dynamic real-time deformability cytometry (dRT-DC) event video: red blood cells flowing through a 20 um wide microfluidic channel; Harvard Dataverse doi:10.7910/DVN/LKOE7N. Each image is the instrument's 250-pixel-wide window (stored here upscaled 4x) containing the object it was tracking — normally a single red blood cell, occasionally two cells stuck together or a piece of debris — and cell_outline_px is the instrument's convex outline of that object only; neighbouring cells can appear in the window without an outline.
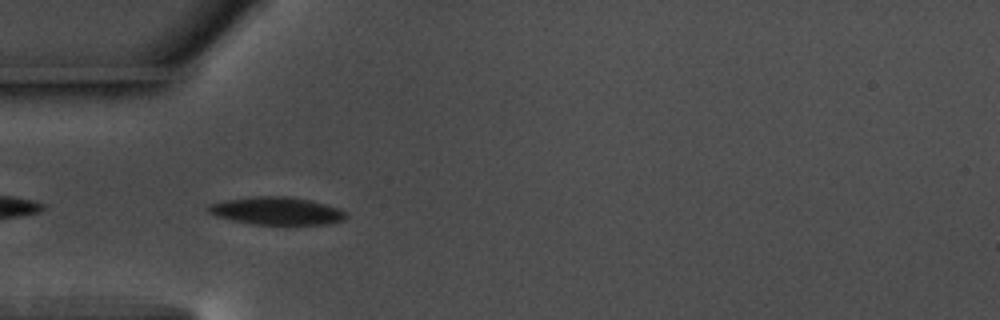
{"species": "common noctule bat (a hibernating species)", "species_latin": "Nyctalus noctula", "temperature_condition": "warm", "stored_images_in_passage": 22, "camera_frame_rate_fps": 3000, "um_per_image_px": 0.085, "animal": {"sex": "male", "body_mass_g": 17.5, "forearm_length_mm": 52.3}, "frame": {"image": 1, "passage_image": 2, "time_ms": 0.333, "image_size_px": [1000, 320], "cell_outline_px": [[348, 216], [344, 220], [332, 224], [252, 224], [232, 220], [216, 216], [208, 212], [204, 208], [208, 204], [224, 200], [252, 196], [284, 196], [308, 200], [340, 208], [348, 212]], "centroid_in_image_um": [23.51, 17.93], "position_along_channel_um": 61.5, "area_um2": 22.43}}
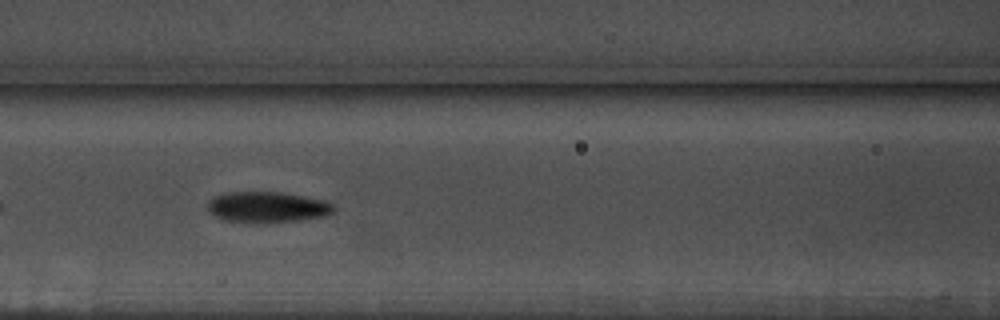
{"frame": {"image": 2, "passage_image": 9, "time_ms": 2.667, "image_size_px": [1000, 320], "cell_outline_px": [[336, 208], [332, 212], [324, 216], [296, 220], [224, 220], [208, 212], [208, 200], [216, 196], [228, 192], [280, 192], [324, 200], [332, 204]], "centroid_in_image_um": [22.72, 17.56], "position_along_channel_um": 143.9, "area_um2": 21.62}}
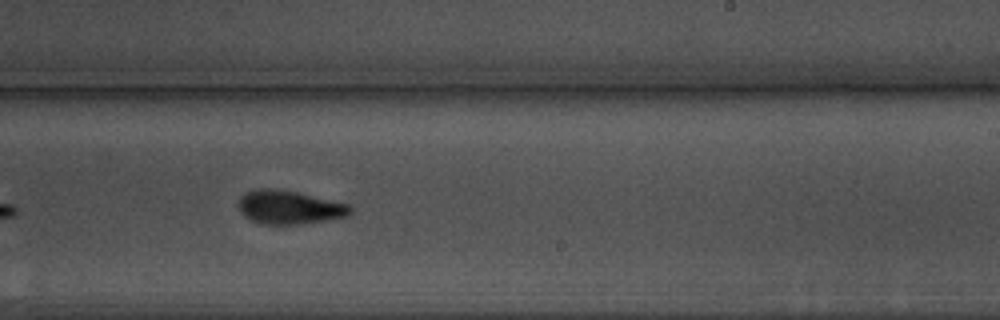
{"frame": {"image": 3, "passage_image": 19, "time_ms": 6.0, "image_size_px": [1000, 320], "cell_outline_px": [[352, 212], [348, 216], [300, 224], [260, 224], [248, 220], [240, 212], [240, 196], [244, 192], [260, 188], [268, 188], [296, 192], [352, 204]], "centroid_in_image_um": [24.6, 17.62], "position_along_channel_um": 264.4, "area_um2": 21.96}}